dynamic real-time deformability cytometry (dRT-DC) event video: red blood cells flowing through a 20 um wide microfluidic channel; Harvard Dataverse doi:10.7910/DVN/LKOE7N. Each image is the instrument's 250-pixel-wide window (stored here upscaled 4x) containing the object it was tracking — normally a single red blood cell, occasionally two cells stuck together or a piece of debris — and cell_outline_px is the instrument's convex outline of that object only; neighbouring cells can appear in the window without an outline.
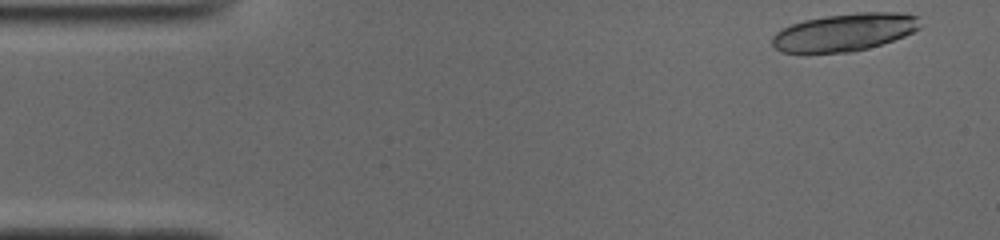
{"species": "common noctule bat (a hibernating species)", "species_latin": "Nyctalus noctula", "temperature_condition": "cold", "stored_images_in_passage": 14, "camera_frame_rate_fps": 3000, "um_per_image_px": 0.085, "animal": {"sex": "male", "body_mass_g": 19.0, "forearm_length_mm": 50.8}, "frame": {"image": 1, "passage_image": 1, "time_ms": 0.0, "image_size_px": [1000, 240], "cell_outline_px": [[920, 28], [904, 36], [868, 48], [852, 52], [780, 52], [772, 44], [772, 36], [776, 32], [792, 24], [804, 20], [824, 16], [856, 12], [900, 12], [916, 16]], "centroid_in_image_um": [71.77, 2.73], "position_along_channel_um": 13.2, "area_um2": 32.19}}